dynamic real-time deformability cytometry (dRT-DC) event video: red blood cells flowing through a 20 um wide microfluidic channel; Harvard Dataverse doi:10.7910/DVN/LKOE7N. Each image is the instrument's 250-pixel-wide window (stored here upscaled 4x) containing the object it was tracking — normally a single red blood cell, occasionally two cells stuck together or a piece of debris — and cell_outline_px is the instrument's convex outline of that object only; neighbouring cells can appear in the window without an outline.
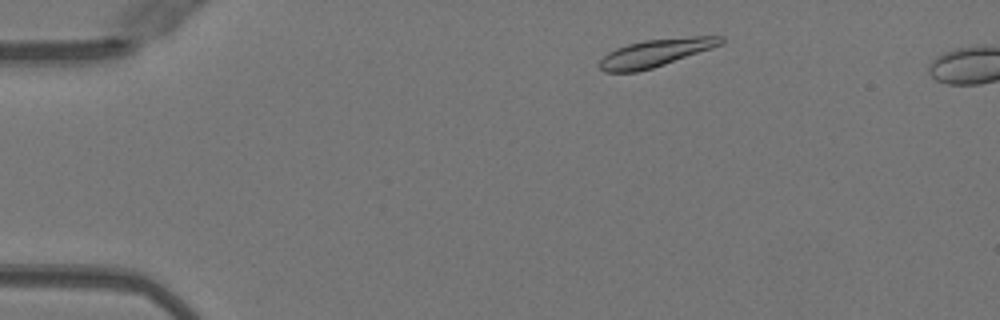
{"species": "Egyptian fruit bat (a non-hibernating species)", "species_latin": "Rousettus aegyptiacus", "temperature_condition": "warm", "stored_images_in_passage": 45, "camera_frame_rate_fps": 3000, "um_per_image_px": 0.085, "animal": {"sex": "female"}, "frame": {"image": 1, "passage_image": 4, "time_ms": 1.0, "image_size_px": [1000, 320], "cell_outline_px": [[724, 44], [652, 68], [636, 72], [604, 72], [596, 64], [608, 52], [616, 48], [628, 44], [644, 40], [692, 36], [724, 36]], "centroid_in_image_um": [55.71, 4.49], "position_along_channel_um": 29.3, "area_um2": 19.54}}
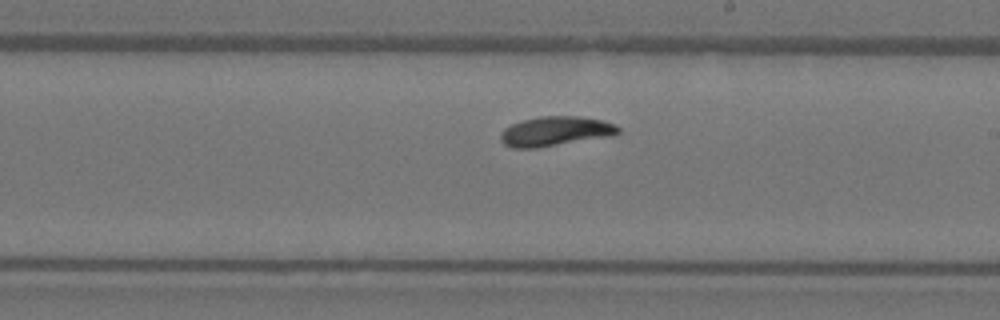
{"frame": {"image": 2, "passage_image": 25, "time_ms": 8.0, "image_size_px": [1000, 320], "cell_outline_px": [[620, 132], [616, 136], [536, 148], [512, 148], [504, 144], [500, 140], [500, 132], [504, 128], [512, 124], [524, 120], [540, 116], [576, 116], [600, 120], [616, 124], [620, 128]], "centroid_in_image_um": [47.24, 11.17], "position_along_channel_um": 241.8, "area_um2": 20.52}}
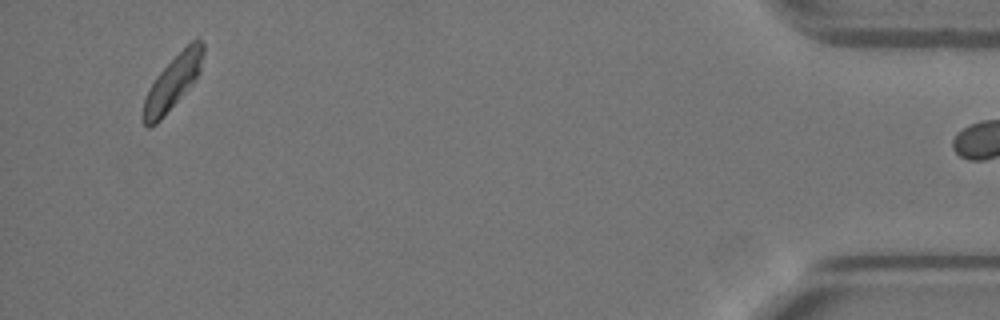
{"frame": {"image": 3, "passage_image": 44, "time_ms": 14.333, "image_size_px": [1000, 320], "cell_outline_px": [[204, 52], [200, 72], [164, 116], [156, 124], [148, 128], [144, 124], [140, 116], [144, 100], [148, 88], [156, 76], [192, 40], [200, 40], [204, 44]], "centroid_in_image_um": [14.63, 7.05], "position_along_channel_um": 420.6, "area_um2": 18.38}, "authors_computed_cell_mechanics": {"area_um2": 19.7676, "velocity_mm_per_s": 3.981, "shape_relaxation_time_tau1_ms": 1.8889, "shape_relaxation_time_tau2_ms": 1.9178, "deformation_change_tau1": 0.1055, "deformation_change_tau2": 0.0507}}